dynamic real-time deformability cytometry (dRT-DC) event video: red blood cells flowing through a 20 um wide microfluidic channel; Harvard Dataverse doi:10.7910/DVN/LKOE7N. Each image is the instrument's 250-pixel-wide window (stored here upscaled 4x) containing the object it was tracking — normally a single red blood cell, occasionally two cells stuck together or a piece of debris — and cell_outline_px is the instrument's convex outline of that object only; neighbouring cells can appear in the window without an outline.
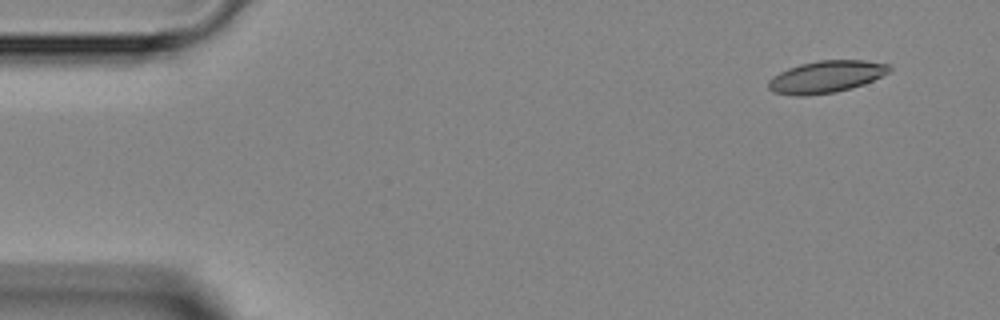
{"species": "Egyptian fruit bat (a non-hibernating species)", "species_latin": "Rousettus aegyptiacus", "temperature_condition": "room temperature", "stored_images_in_passage": 45, "camera_frame_rate_fps": 3000, "um_per_image_px": 0.085, "animal": {"sex": "female"}, "frame": {"image": 1, "passage_image": 1, "time_ms": 0.0, "image_size_px": [1000, 320], "cell_outline_px": [[892, 68], [888, 72], [864, 84], [852, 88], [836, 92], [804, 96], [796, 96], [772, 92], [768, 88], [768, 80], [780, 72], [788, 68], [800, 64], [820, 60], [864, 60], [888, 64]], "centroid_in_image_um": [70.19, 6.53], "position_along_channel_um": 14.8, "area_um2": 22.54}}
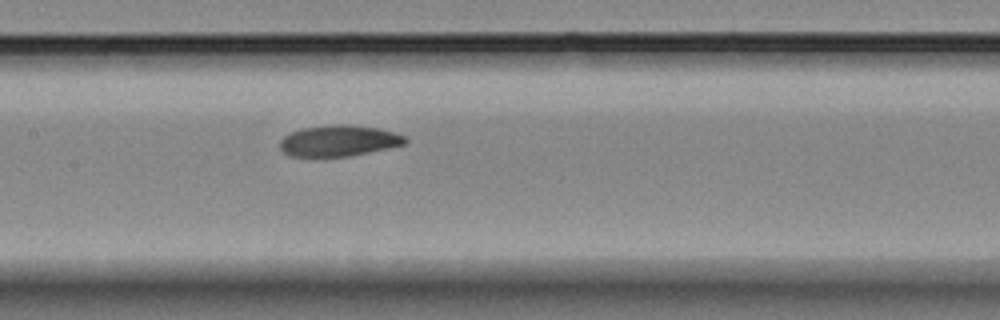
{"frame": {"image": 2, "passage_image": 20, "time_ms": 6.333, "image_size_px": [1000, 320], "cell_outline_px": [[408, 140], [404, 144], [388, 148], [348, 156], [288, 156], [280, 148], [280, 140], [284, 136], [300, 128], [336, 124], [348, 124], [380, 128], [396, 132], [408, 136]], "centroid_in_image_um": [28.83, 11.95], "position_along_channel_um": 178.6, "area_um2": 22.77}}
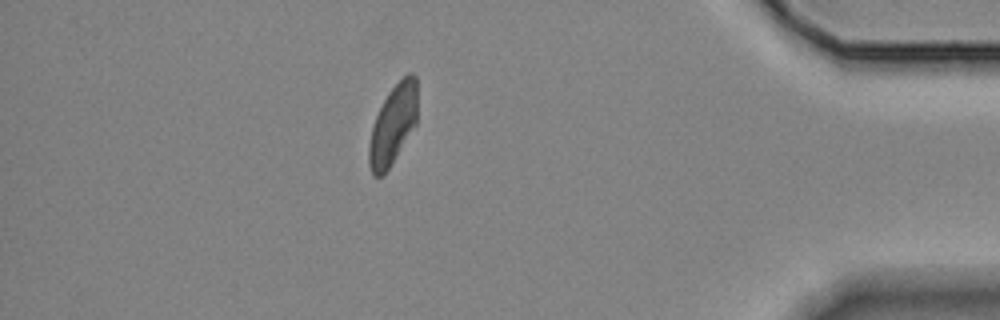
{"frame": {"image": 3, "passage_image": 39, "time_ms": 12.667, "image_size_px": [1000, 320], "cell_outline_px": [[416, 124], [392, 164], [384, 176], [372, 176], [368, 164], [368, 148], [372, 128], [376, 116], [388, 92], [408, 72], [412, 72], [416, 76]], "centroid_in_image_um": [33.39, 10.65], "position_along_channel_um": 401.8, "area_um2": 22.37}}